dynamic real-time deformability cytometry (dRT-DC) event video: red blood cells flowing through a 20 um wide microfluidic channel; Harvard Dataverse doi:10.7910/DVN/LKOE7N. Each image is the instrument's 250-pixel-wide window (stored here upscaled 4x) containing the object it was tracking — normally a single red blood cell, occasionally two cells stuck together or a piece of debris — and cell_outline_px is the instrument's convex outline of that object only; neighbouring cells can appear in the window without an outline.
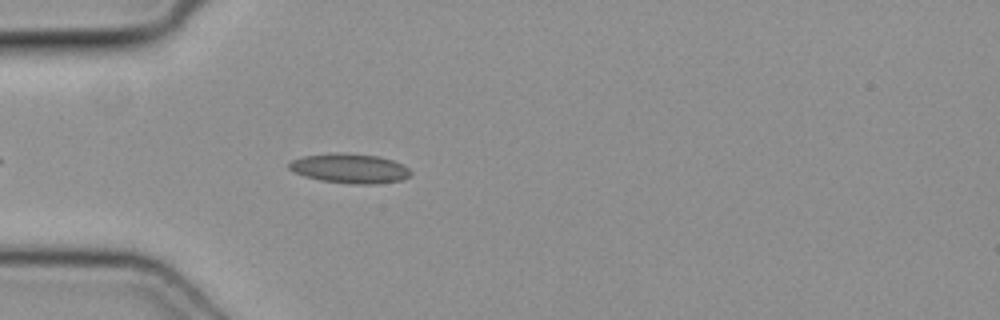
{"species": "common noctule bat (a hibernating species)", "species_latin": "Nyctalus noctula", "temperature_condition": "cold", "stored_images_in_passage": 39, "camera_frame_rate_fps": 3000, "um_per_image_px": 0.085, "animal": {"sex": "female", "body_mass_g": 19.3, "forearm_length_mm": 54.1}, "frame": {"image": 1, "passage_image": 5, "time_ms": 1.333, "image_size_px": [1000, 320], "cell_outline_px": [[412, 172], [408, 176], [400, 180], [376, 184], [352, 184], [320, 180], [304, 176], [292, 172], [288, 168], [288, 164], [292, 160], [300, 156], [380, 156], [404, 164]], "centroid_in_image_um": [29.75, 14.37], "position_along_channel_um": 55.3, "area_um2": 20.0}}
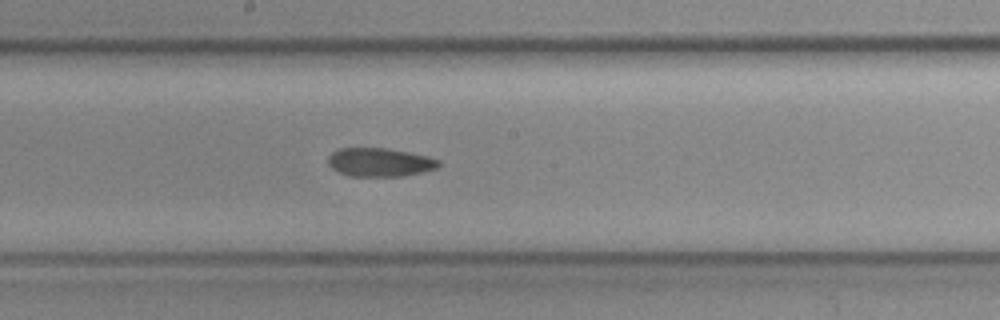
{"frame": {"image": 2, "passage_image": 17, "time_ms": 5.333, "image_size_px": [1000, 320], "cell_outline_px": [[440, 164], [436, 168], [404, 176], [348, 176], [332, 168], [328, 164], [328, 156], [332, 152], [340, 148], [384, 148], [408, 152], [428, 156], [440, 160]], "centroid_in_image_um": [32.26, 13.79], "position_along_channel_um": 215.9, "area_um2": 18.32}}
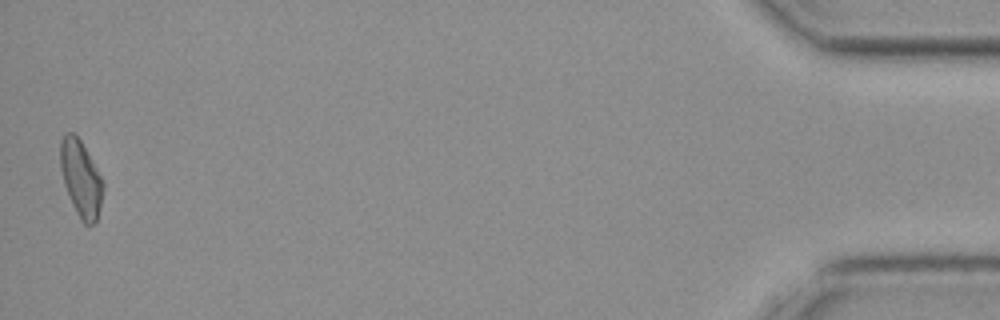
{"frame": {"image": 3, "passage_image": 39, "time_ms": 12.667, "image_size_px": [1000, 320], "cell_outline_px": [[104, 188], [96, 220], [92, 224], [84, 224], [80, 220], [72, 204], [64, 184], [60, 168], [60, 140], [68, 132], [72, 132], [80, 140], [100, 176], [104, 184]], "centroid_in_image_um": [6.85, 15.19], "position_along_channel_um": 428.3, "area_um2": 18.55}}